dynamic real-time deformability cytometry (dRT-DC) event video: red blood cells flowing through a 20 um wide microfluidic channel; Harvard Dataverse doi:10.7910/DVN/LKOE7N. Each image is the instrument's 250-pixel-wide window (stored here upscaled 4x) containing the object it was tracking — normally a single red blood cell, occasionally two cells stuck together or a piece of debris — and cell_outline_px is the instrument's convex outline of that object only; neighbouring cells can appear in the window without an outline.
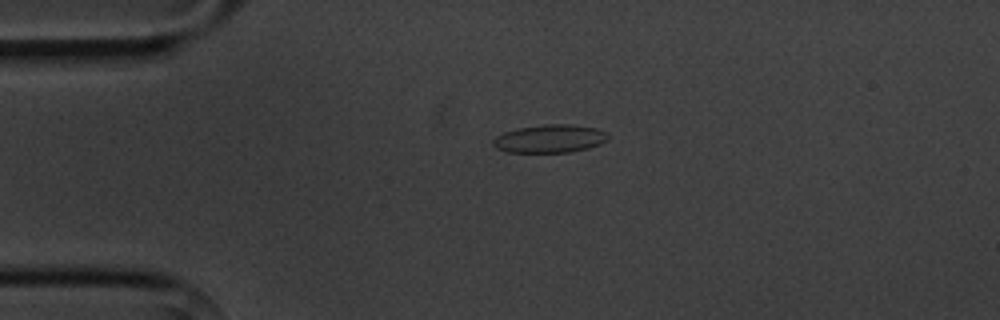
{"species": "common noctule bat (a hibernating species)", "species_latin": "Nyctalus noctula", "temperature_condition": "cold", "stored_images_in_passage": 5, "camera_frame_rate_fps": 3000, "um_per_image_px": 0.085, "animal": {"sex": "male", "body_mass_g": 20.1, "forearm_length_mm": 53.5}, "frame": {"image": 1, "passage_image": 3, "time_ms": 3.333, "image_size_px": [1000, 320], "cell_outline_px": [[608, 140], [600, 144], [588, 148], [568, 152], [508, 152], [496, 148], [492, 144], [492, 140], [496, 136], [504, 132], [520, 128], [544, 124], [572, 124], [596, 128], [608, 132]], "centroid_in_image_um": [46.75, 11.78], "position_along_channel_um": 38.2, "area_um2": 18.84}}
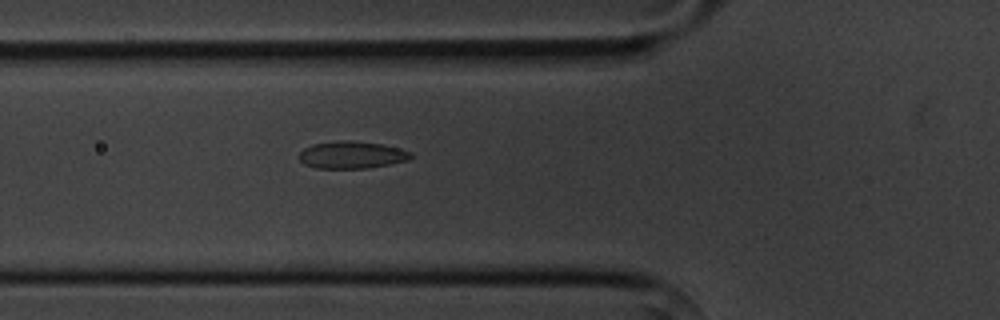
{"frame": {"image": 2, "passage_image": 5, "time_ms": 5.667, "image_size_px": [1000, 320], "cell_outline_px": [[412, 156], [408, 160], [368, 168], [316, 168], [304, 164], [300, 160], [300, 152], [304, 148], [312, 144], [340, 140], [352, 140], [384, 144], [412, 152]], "centroid_in_image_um": [29.9, 13.15], "position_along_channel_um": 95.9, "area_um2": 17.74}}